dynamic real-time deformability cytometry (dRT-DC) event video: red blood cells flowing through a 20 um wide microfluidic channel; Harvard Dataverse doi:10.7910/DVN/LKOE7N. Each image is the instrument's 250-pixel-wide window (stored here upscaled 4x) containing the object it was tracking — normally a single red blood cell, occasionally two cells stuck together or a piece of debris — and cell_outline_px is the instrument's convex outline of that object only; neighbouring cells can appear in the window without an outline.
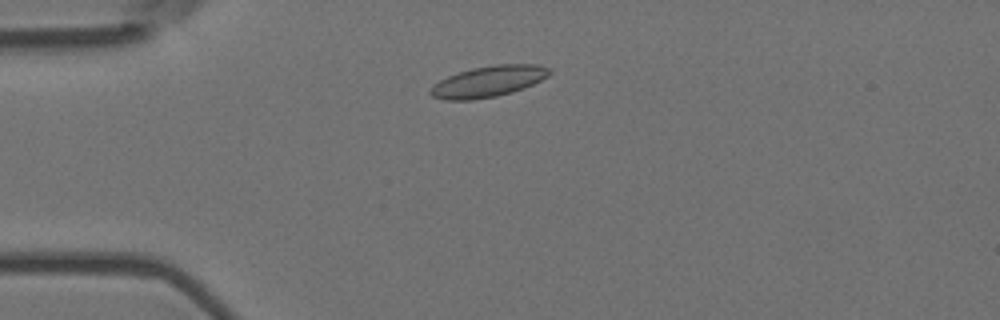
{"species": "Egyptian fruit bat (a non-hibernating species)", "species_latin": "Rousettus aegyptiacus", "temperature_condition": "room temperature", "stored_images_in_passage": 46, "camera_frame_rate_fps": 3000, "um_per_image_px": 0.085, "animal": {"sex": "female"}, "frame": {"image": 1, "passage_image": 4, "time_ms": 1.0, "image_size_px": [1000, 320], "cell_outline_px": [[552, 72], [548, 76], [524, 88], [512, 92], [496, 96], [472, 100], [444, 100], [432, 96], [428, 92], [432, 84], [448, 76], [472, 68], [496, 64], [536, 64], [552, 68]], "centroid_in_image_um": [41.5, 6.92], "position_along_channel_um": 43.5, "area_um2": 21.62}}
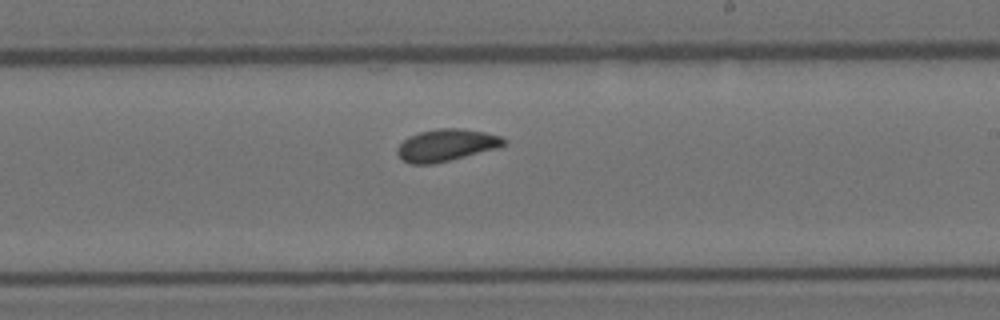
{"frame": {"image": 2, "passage_image": 23, "time_ms": 7.333, "image_size_px": [1000, 320], "cell_outline_px": [[508, 144], [496, 148], [432, 164], [408, 164], [400, 160], [396, 152], [396, 148], [408, 136], [420, 132], [436, 128], [460, 128], [484, 132], [500, 136], [508, 140]], "centroid_in_image_um": [37.9, 12.33], "position_along_channel_um": 251.1, "area_um2": 19.94}}
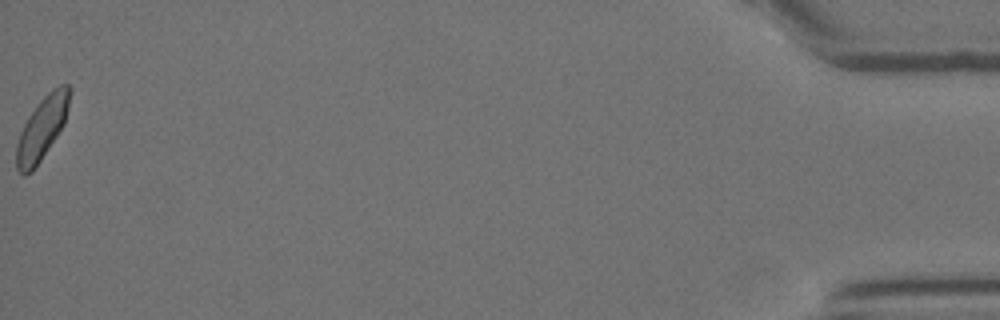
{"frame": {"image": 3, "passage_image": 46, "time_ms": 15.0, "image_size_px": [1000, 320], "cell_outline_px": [[72, 92], [64, 124], [32, 172], [24, 176], [16, 168], [16, 144], [20, 132], [28, 116], [40, 100], [52, 88], [60, 84], [68, 84], [72, 88]], "centroid_in_image_um": [3.58, 10.86], "position_along_channel_um": 431.6, "area_um2": 19.48}, "authors_computed_cell_mechanics": {"area_um2": 19.4497, "velocity_mm_per_s": 3.6429, "shape_relaxation_time_tau1_ms": 5.5546, "shape_relaxation_time_tau2_ms": 1.5027, "deformation_change_tau1": 0.0878, "deformation_change_tau2": 0.0468}}